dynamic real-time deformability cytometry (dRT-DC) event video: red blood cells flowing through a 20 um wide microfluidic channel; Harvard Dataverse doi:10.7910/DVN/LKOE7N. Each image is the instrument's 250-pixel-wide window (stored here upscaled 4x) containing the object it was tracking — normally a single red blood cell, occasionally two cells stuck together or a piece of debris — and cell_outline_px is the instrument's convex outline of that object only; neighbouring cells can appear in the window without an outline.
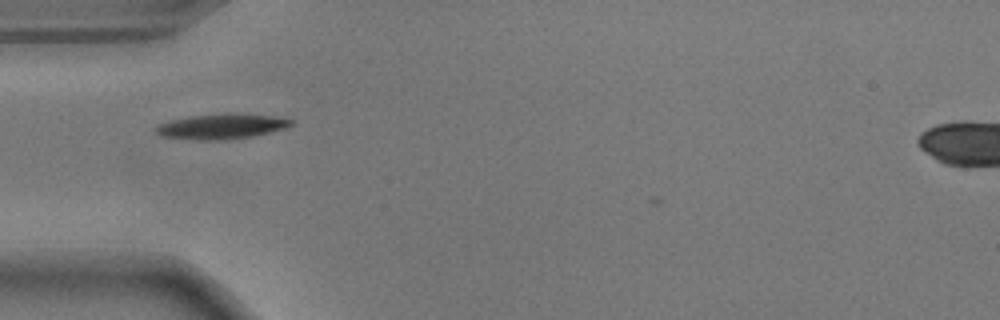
{"species": "common noctule bat (a hibernating species)", "species_latin": "Nyctalus noctula", "temperature_condition": "warm", "stored_images_in_passage": 36, "camera_frame_rate_fps": 3000, "um_per_image_px": 0.085, "animal": {"sex": "male", "body_mass_g": 17.9}, "frame": {"image": 1, "passage_image": 2, "time_ms": 0.333, "image_size_px": [1000, 320], "cell_outline_px": [[296, 120], [288, 128], [252, 136], [228, 140], [200, 140], [160, 136], [152, 128], [156, 124], [168, 120], [188, 116], [228, 112], [232, 112], [276, 116]], "centroid_in_image_um": [18.82, 10.72], "position_along_channel_um": 66.2, "area_um2": 20.52}}
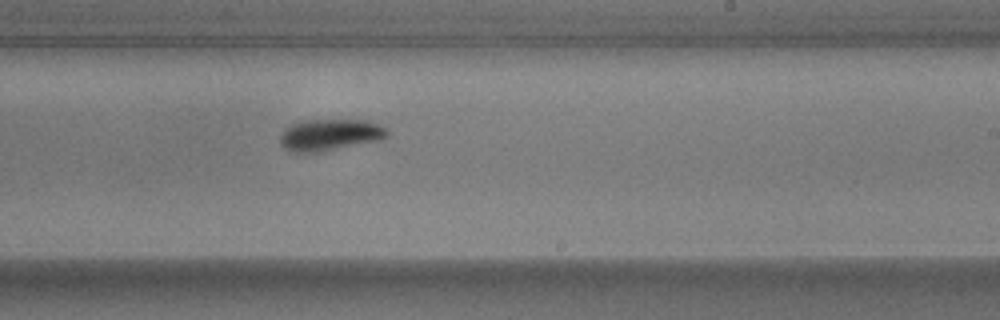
{"frame": {"image": 2, "passage_image": 18, "time_ms": 5.667, "image_size_px": [1000, 320], "cell_outline_px": [[388, 136], [384, 140], [320, 152], [292, 152], [284, 148], [280, 144], [280, 136], [292, 124], [304, 120], [368, 120], [380, 124], [388, 128]], "centroid_in_image_um": [28.13, 11.47], "position_along_channel_um": 260.9, "area_um2": 19.94}}
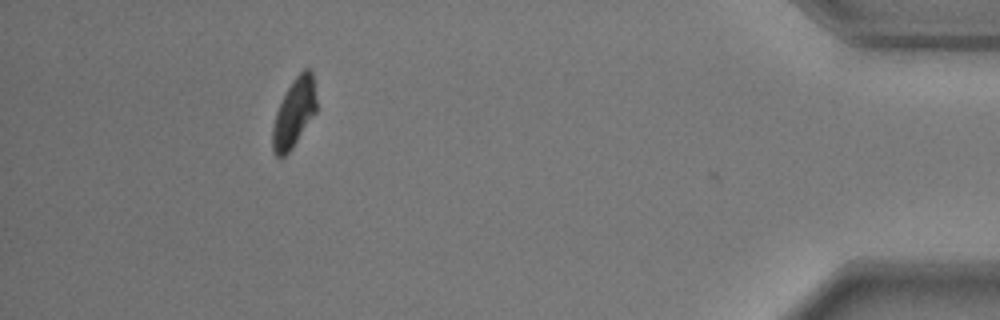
{"frame": {"image": 3, "passage_image": 35, "time_ms": 11.333, "image_size_px": [1000, 320], "cell_outline_px": [[316, 112], [292, 148], [284, 156], [276, 156], [272, 148], [272, 124], [276, 112], [288, 88], [296, 76], [304, 68], [308, 68], [312, 72], [316, 100]], "centroid_in_image_um": [24.99, 9.6], "position_along_channel_um": 410.2, "area_um2": 17.28}, "authors_computed_cell_mechanics": {"area_um2": 19.3919, "velocity_mm_per_s": 3.6522, "shape_relaxation_time_tau1_ms": 2.7776, "shape_relaxation_time_tau2_ms": null, "deformation_change_tau1": 0.1377, "deformation_change_tau2": null}}